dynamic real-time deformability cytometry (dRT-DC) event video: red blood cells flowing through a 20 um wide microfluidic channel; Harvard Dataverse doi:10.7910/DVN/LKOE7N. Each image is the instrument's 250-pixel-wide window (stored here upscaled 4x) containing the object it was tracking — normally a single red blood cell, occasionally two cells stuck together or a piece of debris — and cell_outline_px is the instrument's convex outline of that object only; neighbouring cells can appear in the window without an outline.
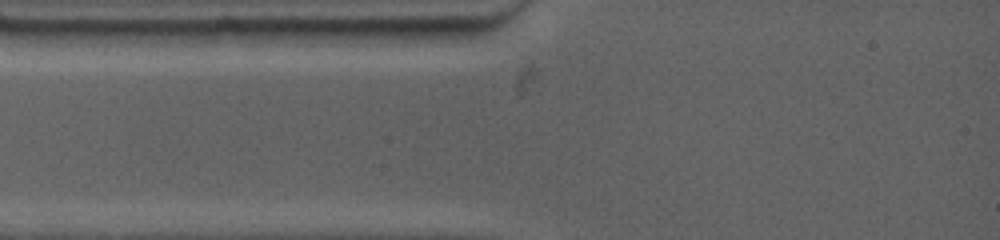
{"species": "common noctule bat (a hibernating species)", "species_latin": "Nyctalus noctula", "temperature_condition": "warm", "stored_images_in_passage": 2, "camera_frame_rate_fps": 4500, "um_per_image_px": 0.085, "animal": {"sex": "female", "body_mass_g": 19.0, "forearm_length_mm": 53.3}, "frame": {"image": 1, "passage_image": 1, "time_ms": 0.0, "image_size_px": [1000, 240], "cell_outline_px": [[492, 32], [460, 44], [352, 44], [340, 28], [492, 24]], "centroid_in_image_um": [35.43, 2.93], "position_along_channel_um": 49.6, "area_um2": 17.69}}